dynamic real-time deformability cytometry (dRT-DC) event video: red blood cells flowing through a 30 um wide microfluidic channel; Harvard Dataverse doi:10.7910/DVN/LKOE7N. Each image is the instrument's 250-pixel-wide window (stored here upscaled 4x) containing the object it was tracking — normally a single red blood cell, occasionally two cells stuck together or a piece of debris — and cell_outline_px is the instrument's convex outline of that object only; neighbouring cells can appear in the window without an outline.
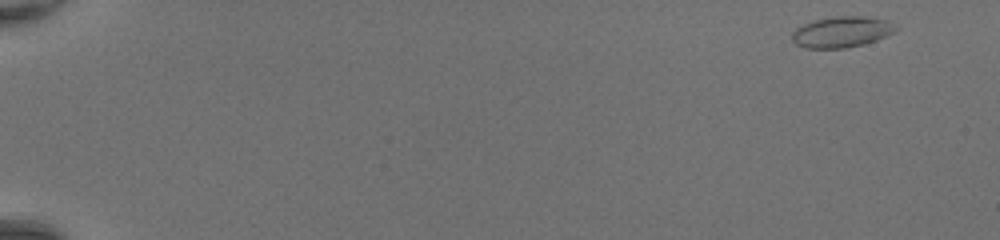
{"species": "common noctule bat (a hibernating species)", "species_latin": "Nyctalus noctula", "temperature_condition": "room temperature", "stored_images_in_passage": 47, "camera_frame_rate_fps": 3000, "um_per_image_px": 0.085, "animal": {"sex": "female", "body_mass_g": 20.0, "forearm_length_mm": 54.0}, "frame": {"image": 1, "passage_image": 1, "time_ms": 0.0, "image_size_px": [1000, 240], "cell_outline_px": [[900, 28], [888, 36], [864, 44], [844, 48], [804, 48], [796, 44], [792, 40], [792, 32], [796, 28], [812, 20], [832, 16], [864, 16], [888, 20]], "centroid_in_image_um": [71.56, 2.7], "position_along_channel_um": 13.4, "area_um2": 18.96}}
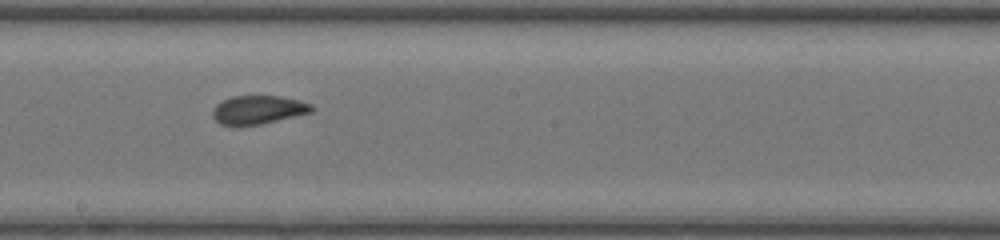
{"frame": {"image": 2, "passage_image": 28, "time_ms": 9.0, "image_size_px": [1000, 240], "cell_outline_px": [[316, 108], [312, 112], [260, 124], [236, 128], [220, 124], [212, 116], [212, 108], [216, 104], [232, 96], [280, 96], [300, 100], [312, 104]], "centroid_in_image_um": [21.92, 9.35], "position_along_channel_um": 226.3, "area_um2": 16.88}}
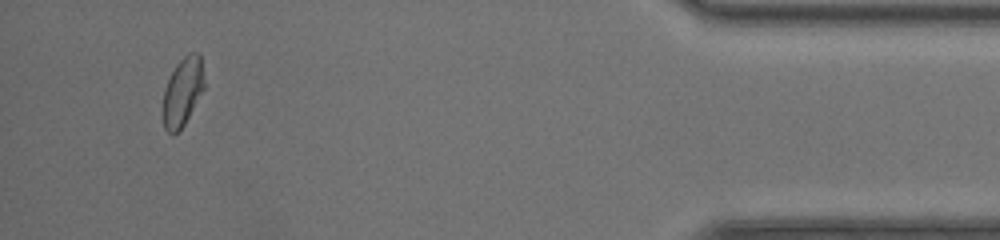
{"frame": {"image": 3, "passage_image": 45, "time_ms": 14.667, "image_size_px": [1000, 240], "cell_outline_px": [[204, 88], [184, 124], [172, 136], [164, 128], [164, 88], [176, 64], [188, 52], [200, 52], [204, 84]], "centroid_in_image_um": [15.53, 7.76], "position_along_channel_um": 419.7, "area_um2": 16.13}, "authors_computed_cell_mechanics": {"area_um2": 17.2244, "velocity_mm_per_s": 4.4062, "shape_relaxation_time_tau1_ms": 9.459, "shape_relaxation_time_tau2_ms": 1.0509, "deformation_change_tau1": 0.1822, "deformation_change_tau2": 0.0627}}